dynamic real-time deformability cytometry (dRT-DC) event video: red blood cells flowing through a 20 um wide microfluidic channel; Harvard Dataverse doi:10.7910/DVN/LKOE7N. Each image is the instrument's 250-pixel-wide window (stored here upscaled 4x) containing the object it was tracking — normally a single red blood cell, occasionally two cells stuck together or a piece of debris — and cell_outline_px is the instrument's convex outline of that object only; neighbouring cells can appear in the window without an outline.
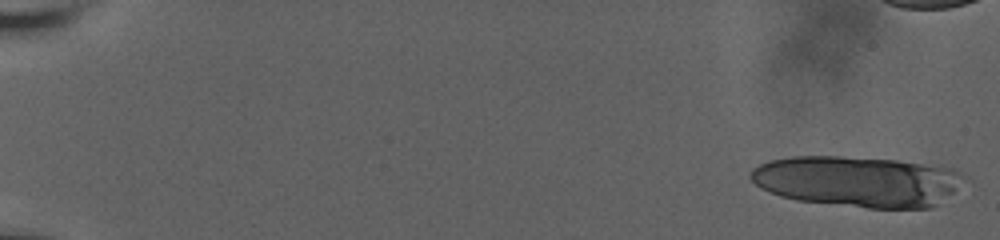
{"species": "human", "species_latin": "Homo sapiens", "temperature_condition": "room temperature", "stored_images_in_passage": 12, "camera_frame_rate_fps": 3000, "um_per_image_px": 0.085, "donor": {"sex": "male"}, "frame": {"image": 1, "passage_image": 1, "time_ms": 0.0, "image_size_px": [1000, 240], "cell_outline_px": [[972, 180], [936, 204], [928, 208], [868, 208], [796, 200], [780, 196], [760, 188], [748, 176], [752, 168], [760, 164], [772, 160], [792, 156], [840, 156], [896, 160], [940, 164], [956, 168], [968, 176]], "centroid_in_image_um": [73.02, 15.4], "position_along_channel_um": 12.0, "area_um2": 64.33}}